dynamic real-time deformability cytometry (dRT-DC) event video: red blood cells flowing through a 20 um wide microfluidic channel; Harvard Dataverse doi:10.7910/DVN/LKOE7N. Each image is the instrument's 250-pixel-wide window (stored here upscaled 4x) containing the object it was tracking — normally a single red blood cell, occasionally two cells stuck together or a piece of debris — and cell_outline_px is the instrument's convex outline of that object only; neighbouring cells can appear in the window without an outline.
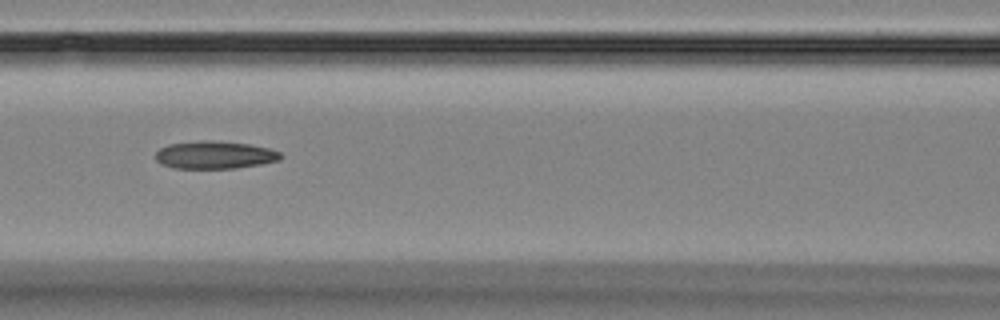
{"species": "Egyptian fruit bat (a non-hibernating species)", "species_latin": "Rousettus aegyptiacus", "temperature_condition": "room temperature", "stored_images_in_passage": 8, "camera_frame_rate_fps": 3000, "um_per_image_px": 0.085, "animal": {"sex": "female"}, "frame": {"image": 1, "passage_image": 5, "time_ms": 4.333, "image_size_px": [1000, 320], "cell_outline_px": [[284, 156], [280, 160], [260, 164], [236, 168], [176, 168], [160, 164], [156, 160], [156, 152], [160, 148], [168, 144], [200, 140], [212, 140], [248, 144], [268, 148], [280, 152]], "centroid_in_image_um": [18.25, 13.16], "position_along_channel_um": 148.4, "area_um2": 20.23}}
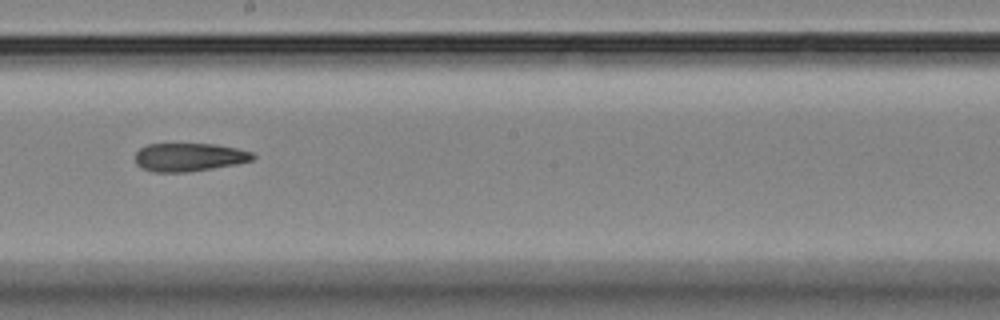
{"frame": {"image": 2, "passage_image": 7, "time_ms": 6.667, "image_size_px": [1000, 320], "cell_outline_px": [[256, 156], [252, 160], [236, 164], [188, 172], [152, 172], [136, 164], [136, 152], [140, 148], [148, 144], [216, 144], [236, 148], [252, 152]], "centroid_in_image_um": [16.08, 13.36], "position_along_channel_um": 232.1, "area_um2": 19.31}}
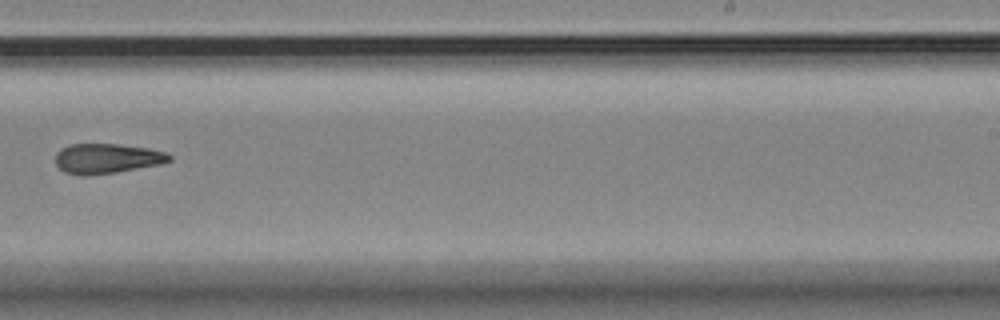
{"frame": {"image": 3, "passage_image": 8, "time_ms": 8.0, "image_size_px": [1000, 320], "cell_outline_px": [[172, 160], [160, 164], [116, 172], [88, 176], [84, 176], [64, 172], [56, 164], [56, 156], [60, 148], [72, 144], [120, 144], [148, 148], [164, 152], [172, 156]], "centroid_in_image_um": [9.08, 13.47], "position_along_channel_um": 279.9, "area_um2": 19.83}}